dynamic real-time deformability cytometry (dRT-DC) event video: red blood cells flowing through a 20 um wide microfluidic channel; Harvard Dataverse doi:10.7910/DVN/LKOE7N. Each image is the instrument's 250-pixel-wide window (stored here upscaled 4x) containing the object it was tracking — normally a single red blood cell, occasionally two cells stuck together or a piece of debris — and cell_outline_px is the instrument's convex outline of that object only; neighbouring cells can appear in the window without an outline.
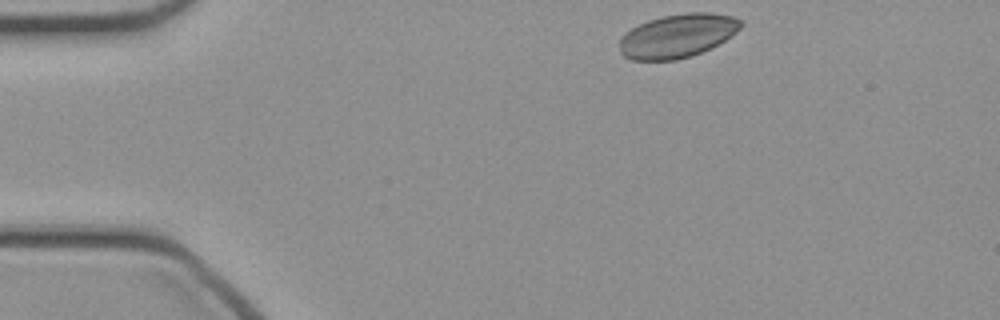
{"species": "common noctule bat (a hibernating species)", "species_latin": "Nyctalus noctula", "temperature_condition": "cold", "stored_images_in_passage": 41, "camera_frame_rate_fps": 3000, "um_per_image_px": 0.085, "animal": {"sex": "female", "body_mass_g": 21.9}, "frame": {"image": 1, "passage_image": 1, "time_ms": 0.0, "image_size_px": [1000, 320], "cell_outline_px": [[744, 24], [732, 36], [692, 56], [676, 60], [632, 60], [624, 56], [620, 52], [620, 36], [624, 32], [648, 20], [664, 16], [688, 12], [708, 12], [732, 16], [740, 20]], "centroid_in_image_um": [57.57, 3.04], "position_along_channel_um": 27.4, "area_um2": 30.75}}
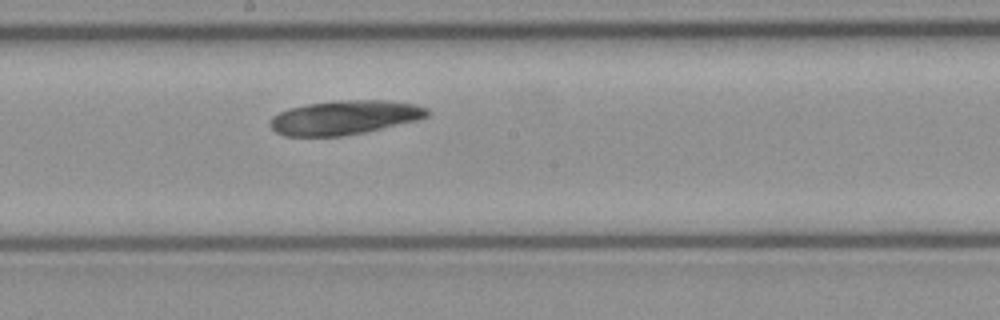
{"frame": {"image": 2, "passage_image": 19, "time_ms": 6.0, "image_size_px": [1000, 320], "cell_outline_px": [[428, 116], [420, 120], [364, 132], [340, 136], [284, 136], [276, 132], [272, 128], [272, 116], [288, 108], [308, 104], [336, 100], [384, 100], [412, 104], [428, 108]], "centroid_in_image_um": [29.3, 9.98], "position_along_channel_um": 218.9, "area_um2": 31.1}}
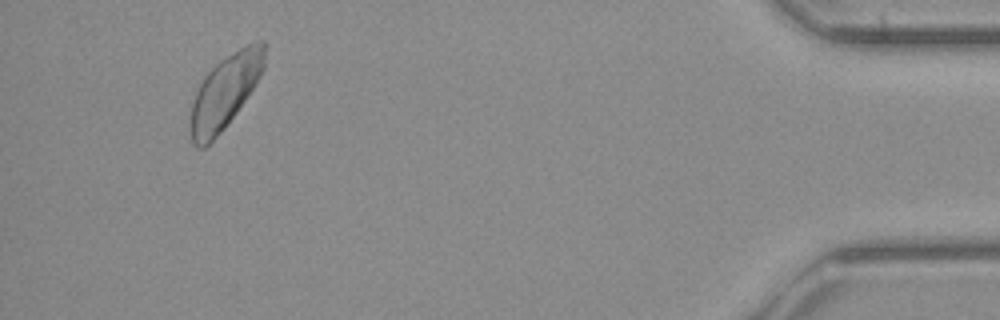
{"frame": {"image": 3, "passage_image": 38, "time_ms": 12.333, "image_size_px": [1000, 320], "cell_outline_px": [[268, 44], [264, 68], [256, 84], [236, 112], [224, 128], [204, 148], [196, 148], [192, 144], [188, 124], [192, 104], [196, 92], [204, 76], [220, 60], [240, 48], [248, 44], [260, 40], [264, 40]], "centroid_in_image_um": [19.13, 7.79], "position_along_channel_um": 416.1, "area_um2": 31.85}}